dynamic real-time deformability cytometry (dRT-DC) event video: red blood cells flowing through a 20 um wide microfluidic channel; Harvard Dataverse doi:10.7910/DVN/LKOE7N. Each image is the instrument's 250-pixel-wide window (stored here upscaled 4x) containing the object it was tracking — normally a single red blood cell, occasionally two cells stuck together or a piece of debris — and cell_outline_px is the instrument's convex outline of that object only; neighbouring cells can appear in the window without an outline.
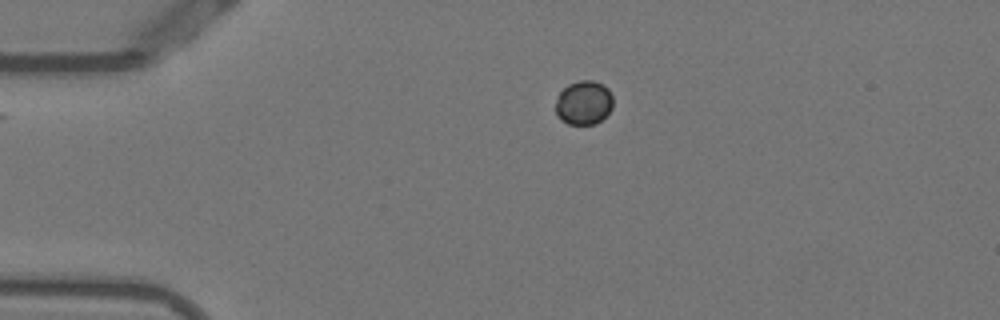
{"species": "Egyptian fruit bat (a non-hibernating species)", "species_latin": "Rousettus aegyptiacus", "temperature_condition": "warm", "stored_images_in_passage": 43, "camera_frame_rate_fps": 3000, "um_per_image_px": 0.085, "animal": {"sex": "female"}, "frame": {"image": 1, "passage_image": 1, "time_ms": 0.0, "image_size_px": [1000, 320], "cell_outline_px": [[612, 108], [596, 124], [568, 124], [560, 120], [556, 116], [556, 96], [568, 84], [580, 80], [592, 80], [604, 84], [608, 88], [612, 96]], "centroid_in_image_um": [49.6, 8.72], "position_along_channel_um": 35.4, "area_um2": 14.85}}
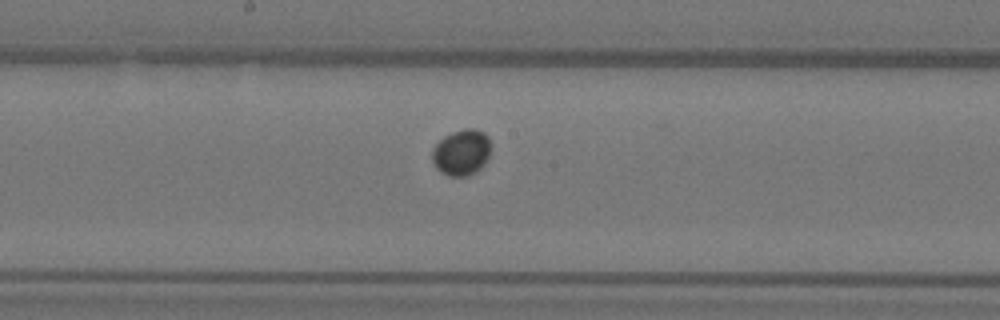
{"frame": {"image": 2, "passage_image": 18, "time_ms": 5.667, "image_size_px": [1000, 320], "cell_outline_px": [[488, 156], [484, 164], [476, 172], [468, 176], [448, 176], [440, 172], [436, 168], [432, 160], [432, 148], [444, 136], [452, 132], [464, 128], [476, 128], [484, 132], [488, 136]], "centroid_in_image_um": [39.19, 12.95], "position_along_channel_um": 209.0, "area_um2": 15.72}}
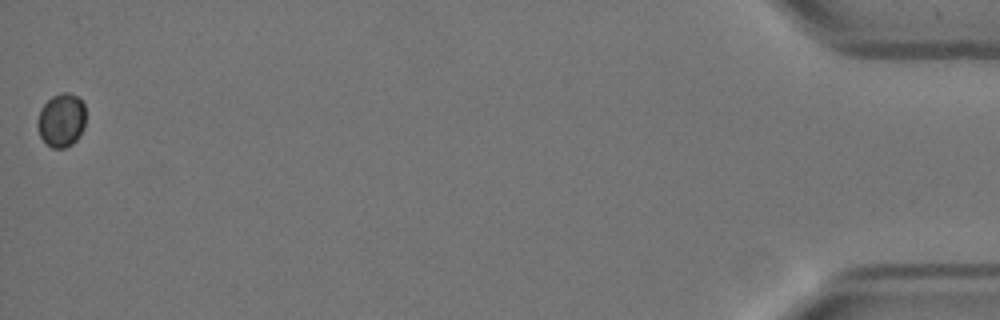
{"frame": {"image": 3, "passage_image": 43, "time_ms": 14.0, "image_size_px": [1000, 320], "cell_outline_px": [[84, 128], [80, 136], [72, 144], [64, 148], [52, 148], [40, 136], [36, 124], [36, 120], [40, 108], [52, 96], [60, 92], [68, 92], [80, 96], [84, 104]], "centroid_in_image_um": [5.22, 10.19], "position_along_channel_um": 430.0, "area_um2": 15.32}}